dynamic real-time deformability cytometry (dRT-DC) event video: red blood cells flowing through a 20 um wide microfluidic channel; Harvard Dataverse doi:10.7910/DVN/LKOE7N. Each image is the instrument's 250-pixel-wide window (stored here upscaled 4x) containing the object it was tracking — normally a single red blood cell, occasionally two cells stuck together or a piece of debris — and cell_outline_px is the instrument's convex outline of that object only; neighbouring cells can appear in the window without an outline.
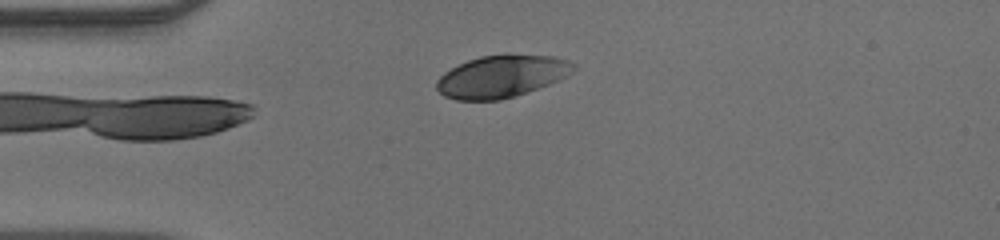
{"species": "human", "species_latin": "Homo sapiens", "temperature_condition": "warm", "stored_images_in_passage": 34, "camera_frame_rate_fps": 3000, "um_per_image_px": 0.085, "donor": {"sex": "male"}, "frame": {"image": 1, "passage_image": 1, "time_ms": 0.0, "image_size_px": [1000, 240], "cell_outline_px": [[576, 68], [568, 76], [548, 84], [500, 100], [456, 100], [444, 96], [436, 88], [436, 80], [444, 72], [468, 60], [480, 56], [508, 52], [552, 56], [568, 60], [576, 64]], "centroid_in_image_um": [42.65, 6.45], "position_along_channel_um": 42.4, "area_um2": 33.99}}
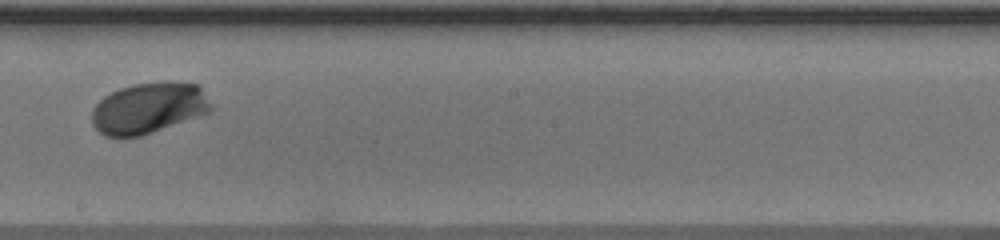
{"frame": {"image": 2, "passage_image": 17, "time_ms": 5.333, "image_size_px": [1000, 240], "cell_outline_px": [[212, 112], [140, 136], [104, 136], [92, 124], [92, 108], [104, 96], [120, 88], [132, 84], [168, 80], [196, 84], [200, 88], [212, 104]], "centroid_in_image_um": [12.64, 9.16], "position_along_channel_um": 235.6, "area_um2": 35.49}}
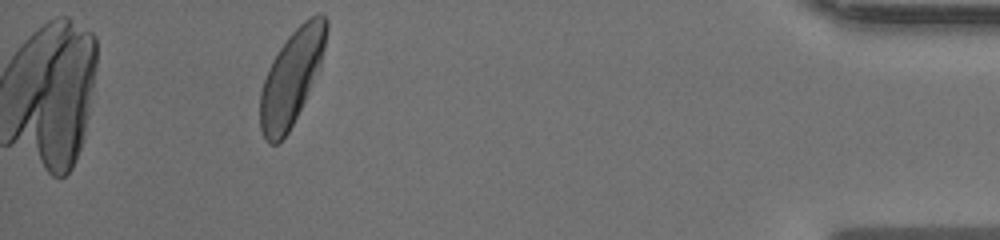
{"frame": {"image": 3, "passage_image": 34, "time_ms": 11.0, "image_size_px": [1000, 240], "cell_outline_px": [[328, 28], [320, 68], [288, 132], [276, 144], [268, 144], [260, 128], [260, 92], [268, 68], [272, 60], [288, 36], [304, 20], [316, 12], [320, 12], [328, 20]], "centroid_in_image_um": [24.79, 6.53], "position_along_channel_um": 410.4, "area_um2": 36.13}}